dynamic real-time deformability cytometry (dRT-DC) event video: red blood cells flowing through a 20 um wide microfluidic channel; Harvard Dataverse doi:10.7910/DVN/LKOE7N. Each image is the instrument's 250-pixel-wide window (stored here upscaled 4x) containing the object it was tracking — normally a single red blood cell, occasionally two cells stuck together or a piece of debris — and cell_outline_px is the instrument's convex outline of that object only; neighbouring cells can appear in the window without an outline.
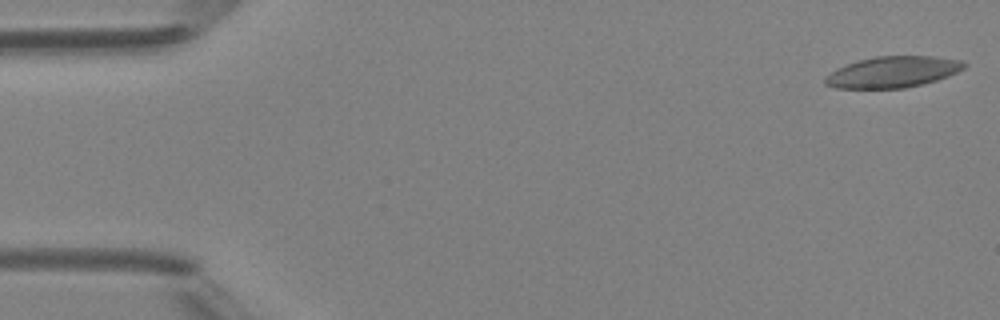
{"species": "Egyptian fruit bat (a non-hibernating species)", "species_latin": "Rousettus aegyptiacus", "temperature_condition": "room temperature", "stored_images_in_passage": 5, "camera_frame_rate_fps": 3000, "um_per_image_px": 0.085, "animal": {"sex": "female"}, "frame": {"image": 1, "passage_image": 1, "time_ms": 0.0, "image_size_px": [1000, 320], "cell_outline_px": [[968, 64], [964, 68], [948, 76], [936, 80], [904, 88], [836, 88], [824, 84], [824, 76], [836, 68], [860, 60], [876, 56], [932, 56], [964, 60]], "centroid_in_image_um": [75.88, 6.11], "position_along_channel_um": 9.1, "area_um2": 25.2}}
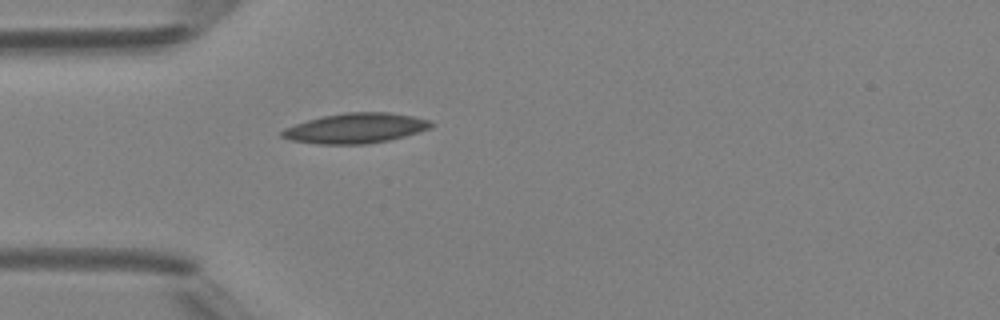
{"frame": {"image": 2, "passage_image": 5, "time_ms": 4.333, "image_size_px": [1000, 320], "cell_outline_px": [[436, 124], [432, 128], [404, 136], [388, 140], [364, 144], [316, 144], [292, 140], [280, 136], [280, 132], [284, 128], [320, 116], [344, 112], [388, 112], [412, 116], [432, 120]], "centroid_in_image_um": [30.25, 10.89], "position_along_channel_um": 54.7, "area_um2": 26.24}}